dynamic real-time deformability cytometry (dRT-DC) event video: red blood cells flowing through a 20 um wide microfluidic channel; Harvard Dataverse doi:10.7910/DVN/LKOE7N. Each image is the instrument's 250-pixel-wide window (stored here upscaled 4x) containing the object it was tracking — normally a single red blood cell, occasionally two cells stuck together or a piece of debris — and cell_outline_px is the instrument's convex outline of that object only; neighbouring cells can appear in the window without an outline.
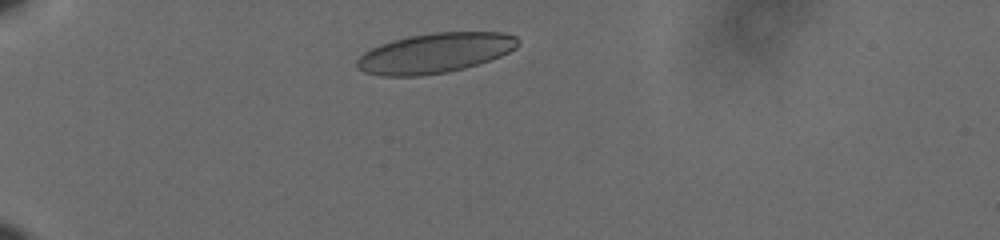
{"species": "human", "species_latin": "Homo sapiens", "temperature_condition": "cold", "stored_images_in_passage": 40, "camera_frame_rate_fps": 3000, "um_per_image_px": 0.085, "donor": {"sex": "male"}, "frame": {"image": 1, "passage_image": 5, "time_ms": 1.333, "image_size_px": [1000, 240], "cell_outline_px": [[520, 44], [516, 48], [500, 56], [464, 68], [448, 72], [420, 76], [380, 76], [364, 72], [356, 68], [356, 60], [364, 52], [380, 44], [392, 40], [408, 36], [432, 32], [504, 32], [516, 36], [520, 40]], "centroid_in_image_um": [36.96, 4.5], "position_along_channel_um": 48.0, "area_um2": 37.69}}
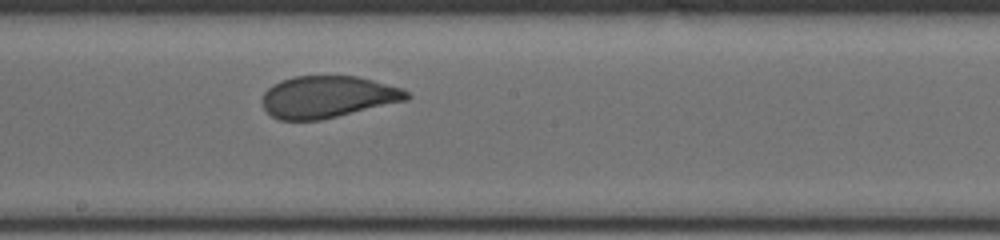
{"frame": {"image": 2, "passage_image": 23, "time_ms": 7.333, "image_size_px": [1000, 240], "cell_outline_px": [[412, 96], [408, 100], [320, 120], [280, 120], [272, 116], [264, 108], [260, 100], [264, 92], [272, 84], [280, 80], [292, 76], [356, 76], [404, 88]], "centroid_in_image_um": [27.84, 8.23], "position_along_channel_um": 220.4, "area_um2": 35.49}}
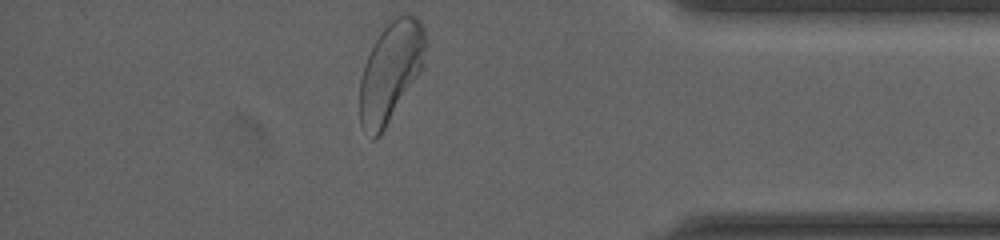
{"frame": {"image": 3, "passage_image": 40, "time_ms": 13.0, "image_size_px": [1000, 240], "cell_outline_px": [[428, 44], [420, 72], [380, 136], [372, 140], [360, 124], [360, 80], [364, 64], [384, 20], [404, 12], [408, 12], [416, 16], [420, 20], [424, 28], [428, 40]], "centroid_in_image_um": [33.21, 5.98], "position_along_channel_um": 402.0, "area_um2": 39.02}, "authors_computed_cell_mechanics": {"area_um2": 36.1828, "velocity_mm_per_s": 3.5755, "shape_relaxation_time_tau1_ms": 4.4317, "shape_relaxation_time_tau2_ms": null, "deformation_change_tau1": 0.1411, "deformation_change_tau2": null}}